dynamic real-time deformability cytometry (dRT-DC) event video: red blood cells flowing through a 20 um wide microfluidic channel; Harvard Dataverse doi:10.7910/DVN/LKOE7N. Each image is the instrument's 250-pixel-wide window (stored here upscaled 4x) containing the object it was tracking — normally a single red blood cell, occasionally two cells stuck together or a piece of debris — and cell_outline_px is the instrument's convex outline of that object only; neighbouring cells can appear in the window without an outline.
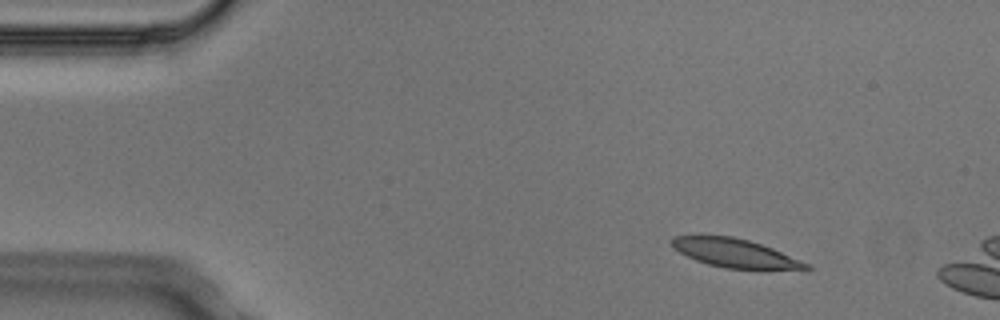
{"species": "Egyptian fruit bat (a non-hibernating species)", "species_latin": "Rousettus aegyptiacus", "temperature_condition": "cold", "stored_images_in_passage": 2, "camera_frame_rate_fps": 3000, "um_per_image_px": 0.085, "animal": {"sex": "male"}, "frame": {"image": 1, "passage_image": 1, "time_ms": 0.0, "image_size_px": [1000, 320], "cell_outline_px": [[812, 268], [808, 272], [724, 268], [708, 264], [696, 260], [672, 248], [668, 240], [672, 236], [700, 232], [732, 236], [748, 240], [772, 248], [812, 264]], "centroid_in_image_um": [62.52, 21.51], "position_along_channel_um": 22.5, "area_um2": 24.1}}